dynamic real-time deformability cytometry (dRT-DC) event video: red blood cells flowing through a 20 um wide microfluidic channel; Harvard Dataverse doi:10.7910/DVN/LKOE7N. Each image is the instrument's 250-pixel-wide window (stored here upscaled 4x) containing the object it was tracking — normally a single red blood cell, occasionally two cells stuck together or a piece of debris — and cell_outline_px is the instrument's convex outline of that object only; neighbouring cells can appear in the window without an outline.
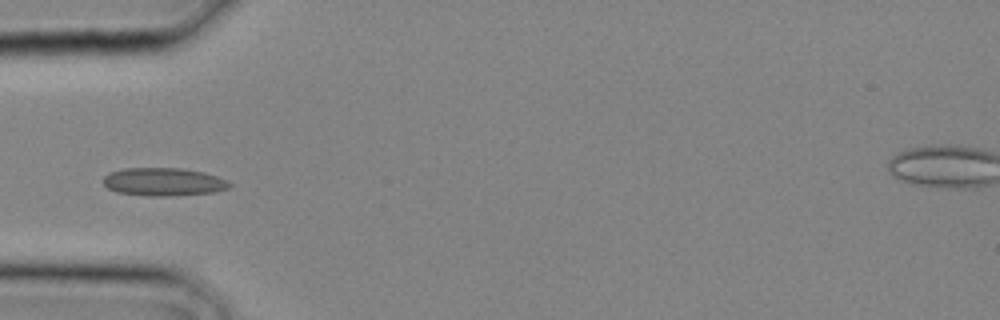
{"species": "common noctule bat (a hibernating species)", "species_latin": "Nyctalus noctula", "temperature_condition": "cold", "stored_images_in_passage": 2, "camera_frame_rate_fps": 3000, "um_per_image_px": 0.085, "animal": {"sex": "male", "body_mass_g": 20.4}, "frame": {"image": 1, "passage_image": 2, "time_ms": 0.333, "image_size_px": [1000, 320], "cell_outline_px": [[232, 184], [228, 188], [212, 192], [168, 196], [148, 196], [116, 192], [108, 188], [104, 184], [104, 176], [108, 172], [124, 168], [180, 168], [204, 172], [228, 180]], "centroid_in_image_um": [13.88, 15.45], "position_along_channel_um": 71.1, "area_um2": 20.63}}